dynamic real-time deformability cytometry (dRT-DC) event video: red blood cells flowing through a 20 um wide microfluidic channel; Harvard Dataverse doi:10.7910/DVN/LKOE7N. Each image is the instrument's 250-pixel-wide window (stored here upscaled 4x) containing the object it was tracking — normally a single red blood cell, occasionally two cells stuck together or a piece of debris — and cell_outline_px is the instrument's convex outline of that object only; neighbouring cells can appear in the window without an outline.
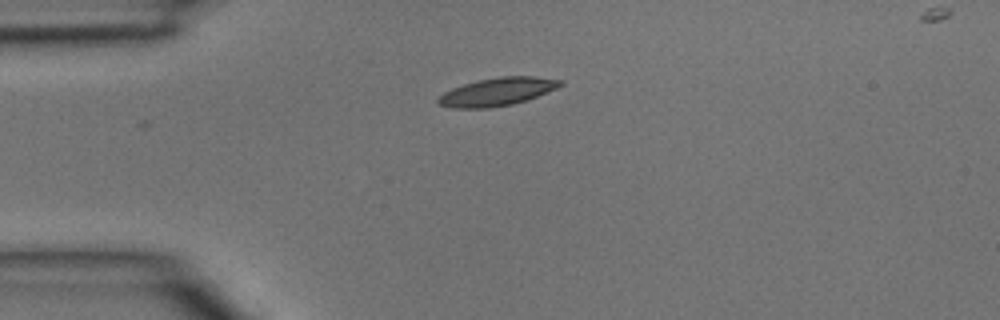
{"species": "common noctule bat (a hibernating species)", "species_latin": "Nyctalus noctula", "temperature_condition": "room temperature", "stored_images_in_passage": 4, "camera_frame_rate_fps": 3000, "um_per_image_px": 0.085, "animal": {"sex": "male", "body_mass_g": 15.6}, "frame": {"image": 1, "passage_image": 4, "time_ms": 1.0, "image_size_px": [1000, 320], "cell_outline_px": [[564, 84], [556, 88], [536, 96], [512, 104], [488, 108], [452, 108], [440, 104], [436, 100], [444, 92], [452, 88], [476, 80], [500, 76], [536, 76], [564, 80]], "centroid_in_image_um": [42.27, 7.78], "position_along_channel_um": 42.7, "area_um2": 19.83}}